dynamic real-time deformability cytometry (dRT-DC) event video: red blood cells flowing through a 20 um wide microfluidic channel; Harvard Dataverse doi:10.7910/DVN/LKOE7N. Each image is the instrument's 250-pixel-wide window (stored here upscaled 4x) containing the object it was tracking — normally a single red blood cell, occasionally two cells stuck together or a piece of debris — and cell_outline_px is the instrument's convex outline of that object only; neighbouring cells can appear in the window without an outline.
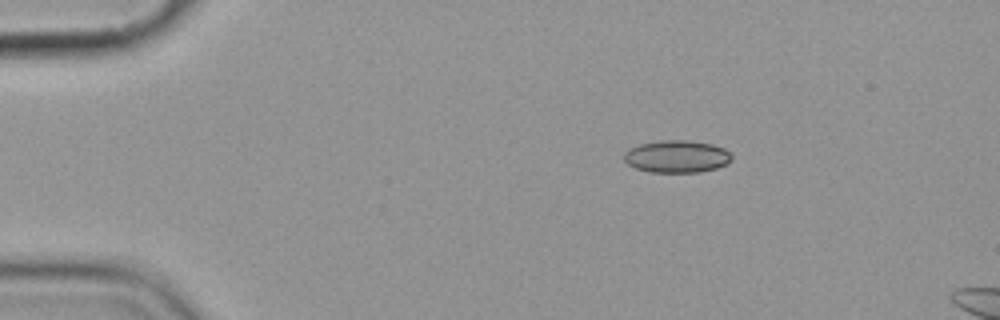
{"species": "common noctule bat (a hibernating species)", "species_latin": "Nyctalus noctula", "temperature_condition": "cold", "stored_images_in_passage": 4, "camera_frame_rate_fps": 3000, "um_per_image_px": 0.085, "animal": {"sex": "female", "body_mass_g": 19.9}, "frame": {"image": 1, "passage_image": 1, "time_ms": 0.0, "image_size_px": [1000, 320], "cell_outline_px": [[732, 160], [728, 164], [716, 168], [700, 172], [648, 172], [636, 168], [628, 164], [624, 160], [624, 152], [640, 144], [660, 140], [688, 140], [712, 144], [724, 148], [732, 156]], "centroid_in_image_um": [57.54, 13.3], "position_along_channel_um": 27.5, "area_um2": 20.35}}
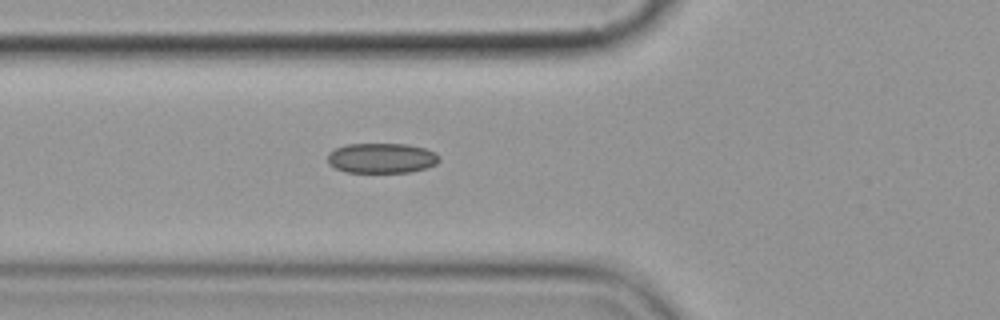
{"frame": {"image": 2, "passage_image": 4, "time_ms": 3.667, "image_size_px": [1000, 320], "cell_outline_px": [[440, 160], [436, 164], [412, 172], [348, 172], [336, 168], [328, 164], [328, 152], [336, 148], [348, 144], [408, 144], [424, 148], [436, 152], [440, 156]], "centroid_in_image_um": [32.46, 13.43], "position_along_channel_um": 93.3, "area_um2": 19.59}}